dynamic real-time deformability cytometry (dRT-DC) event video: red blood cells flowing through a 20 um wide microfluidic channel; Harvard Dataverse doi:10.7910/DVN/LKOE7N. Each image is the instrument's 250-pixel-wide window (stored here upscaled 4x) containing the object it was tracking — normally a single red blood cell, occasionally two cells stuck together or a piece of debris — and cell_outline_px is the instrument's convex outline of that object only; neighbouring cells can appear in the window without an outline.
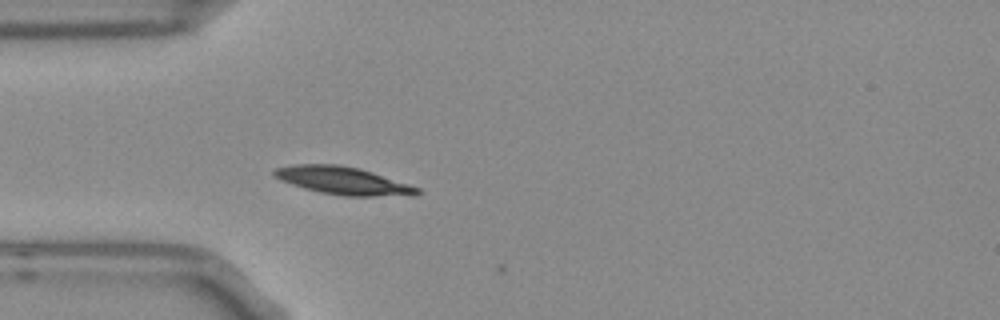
{"species": "Egyptian fruit bat (a non-hibernating species)", "species_latin": "Rousettus aegyptiacus", "temperature_condition": "room temperature", "stored_images_in_passage": 2, "camera_frame_rate_fps": 3000, "um_per_image_px": 0.085, "frame": {"image": 1, "passage_image": 1, "time_ms": 0.0, "image_size_px": [1000, 320], "cell_outline_px": [[424, 192], [416, 196], [344, 196], [320, 192], [304, 188], [280, 180], [272, 172], [276, 168], [296, 164], [336, 164], [360, 168], [420, 188]], "centroid_in_image_um": [29.22, 15.37], "position_along_channel_um": 55.8, "area_um2": 23.12}}